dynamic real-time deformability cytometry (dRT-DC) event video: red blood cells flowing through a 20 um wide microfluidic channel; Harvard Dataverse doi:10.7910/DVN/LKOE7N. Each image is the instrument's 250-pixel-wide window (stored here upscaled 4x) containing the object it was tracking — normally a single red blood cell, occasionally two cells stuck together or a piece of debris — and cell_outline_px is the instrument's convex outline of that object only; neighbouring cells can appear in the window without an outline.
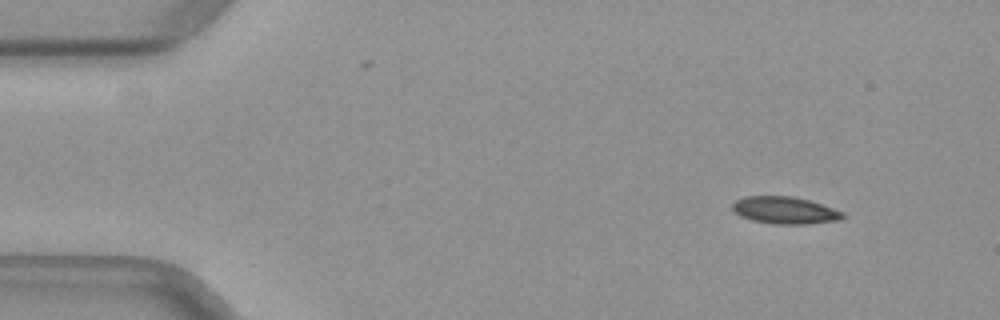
{"species": "common noctule bat (a hibernating species)", "species_latin": "Nyctalus noctula", "temperature_condition": "warm", "stored_images_in_passage": 47, "camera_frame_rate_fps": 3000, "um_per_image_px": 0.085, "animal": {"sex": "female", "body_mass_g": 29.2, "forearm_length_mm": 56.3}, "frame": {"image": 1, "passage_image": 1, "time_ms": 0.0, "image_size_px": [1000, 320], "cell_outline_px": [[844, 216], [840, 220], [808, 224], [772, 224], [752, 220], [740, 216], [732, 208], [732, 204], [736, 200], [744, 196], [792, 196], [808, 200], [844, 212]], "centroid_in_image_um": [66.7, 17.88], "position_along_channel_um": 18.3, "area_um2": 17.4}}